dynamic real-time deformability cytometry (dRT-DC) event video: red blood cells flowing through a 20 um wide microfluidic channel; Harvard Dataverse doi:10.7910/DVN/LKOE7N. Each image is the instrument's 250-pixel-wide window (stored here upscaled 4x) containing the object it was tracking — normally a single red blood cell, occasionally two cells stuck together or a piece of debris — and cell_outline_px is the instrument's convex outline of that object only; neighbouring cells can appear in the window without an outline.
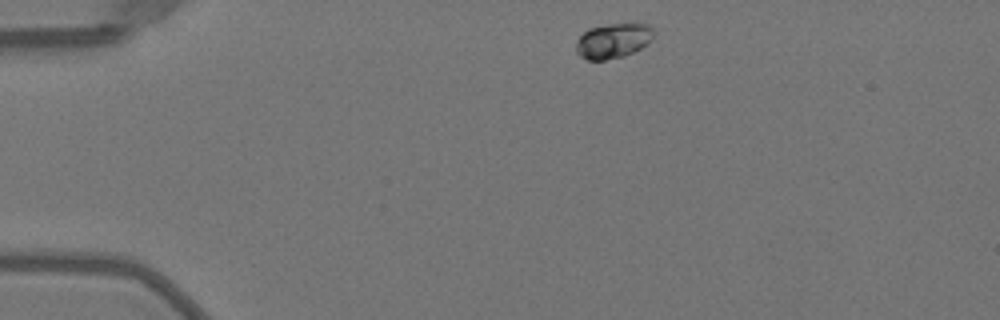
{"species": "Egyptian fruit bat (a non-hibernating species)", "species_latin": "Rousettus aegyptiacus", "temperature_condition": "warm", "stored_images_in_passage": 42, "camera_frame_rate_fps": 3000, "um_per_image_px": 0.085, "animal": {"sex": "female"}, "frame": {"image": 1, "passage_image": 1, "time_ms": 0.0, "image_size_px": [1000, 320], "cell_outline_px": [[656, 32], [652, 40], [648, 44], [624, 56], [604, 60], [588, 60], [580, 56], [576, 52], [576, 40], [588, 28], [608, 24], [648, 24]], "centroid_in_image_um": [52.12, 3.46], "position_along_channel_um": 32.9, "area_um2": 15.9}}
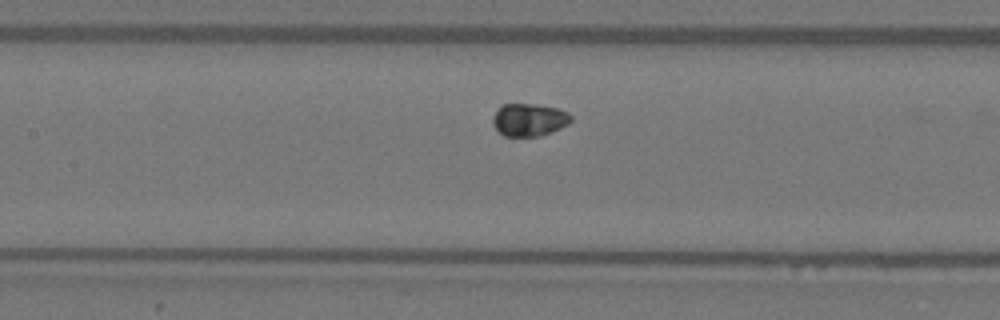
{"frame": {"image": 2, "passage_image": 15, "time_ms": 4.667, "image_size_px": [1000, 320], "cell_outline_px": [[572, 120], [568, 124], [560, 128], [540, 136], [504, 136], [492, 124], [492, 116], [504, 104], [536, 104], [560, 108], [568, 112], [572, 116]], "centroid_in_image_um": [45.0, 10.17], "position_along_channel_um": 162.4, "area_um2": 14.91}}
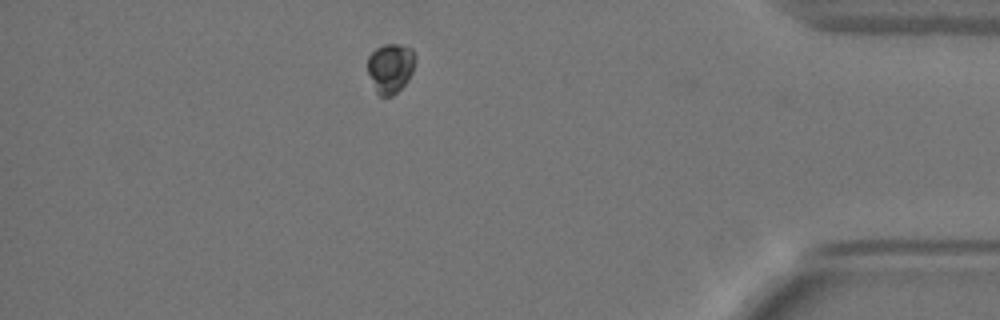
{"frame": {"image": 3, "passage_image": 36, "time_ms": 11.667, "image_size_px": [1000, 320], "cell_outline_px": [[416, 60], [412, 72], [408, 80], [392, 96], [380, 96], [376, 92], [368, 72], [368, 56], [376, 48], [384, 44], [400, 44], [412, 48], [416, 56]], "centroid_in_image_um": [33.21, 5.76], "position_along_channel_um": 402.0, "area_um2": 13.81}, "authors_computed_cell_mechanics": {"area_um2": 14.9413, "velocity_mm_per_s": 3.9656, "shape_relaxation_time_tau1_ms": 10.0592, "shape_relaxation_time_tau2_ms": null, "deformation_change_tau1": 0.1233, "deformation_change_tau2": null}}